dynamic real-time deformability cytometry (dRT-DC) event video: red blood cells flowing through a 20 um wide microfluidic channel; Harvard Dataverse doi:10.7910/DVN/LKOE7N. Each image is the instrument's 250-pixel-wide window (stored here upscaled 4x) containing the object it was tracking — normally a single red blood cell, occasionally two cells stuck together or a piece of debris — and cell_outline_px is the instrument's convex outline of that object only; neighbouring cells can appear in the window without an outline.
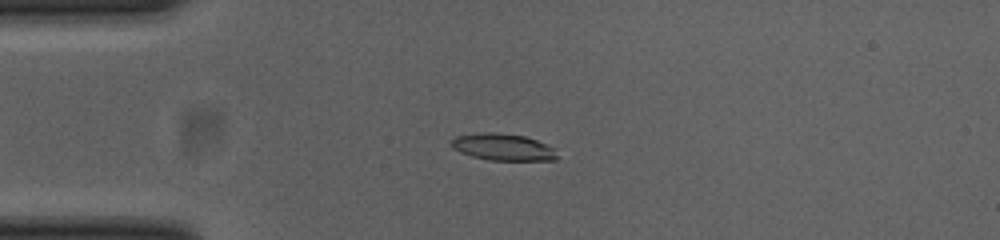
{"species": "common noctule bat (a hibernating species)", "species_latin": "Nyctalus noctula", "temperature_condition": "cold", "stored_images_in_passage": 52, "camera_frame_rate_fps": 3000, "um_per_image_px": 0.085, "animal": {"sex": "female", "body_mass_g": 23.0, "forearm_length_mm": 53.4}, "frame": {"image": 1, "passage_image": 12, "time_ms": 3.667, "image_size_px": [1000, 240], "cell_outline_px": [[556, 160], [488, 160], [472, 156], [460, 152], [452, 148], [452, 140], [456, 136], [484, 132], [496, 132], [524, 136], [536, 140], [552, 148], [556, 156]], "centroid_in_image_um": [42.71, 12.5], "position_along_channel_um": 42.3, "area_um2": 16.24}}
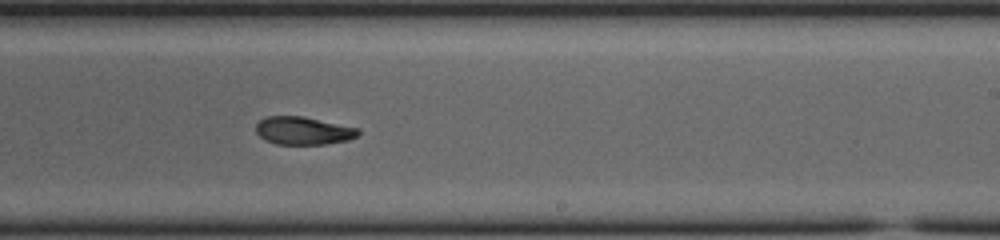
{"frame": {"image": 2, "passage_image": 31, "time_ms": 10.0, "image_size_px": [1000, 240], "cell_outline_px": [[360, 132], [356, 136], [348, 140], [324, 144], [276, 144], [264, 140], [256, 132], [256, 124], [260, 120], [268, 116], [304, 116], [360, 128]], "centroid_in_image_um": [25.78, 11.1], "position_along_channel_um": 263.2, "area_um2": 16.7}}
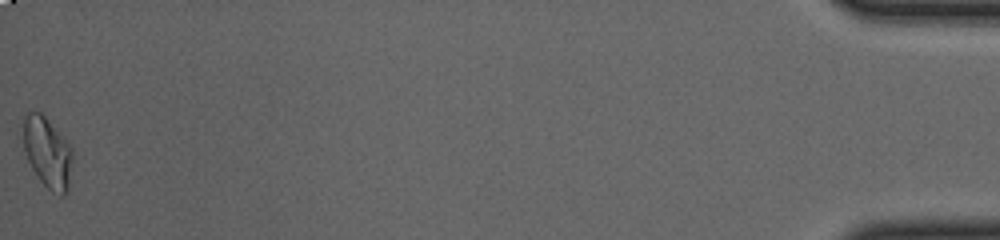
{"frame": {"image": 3, "passage_image": 52, "time_ms": 17.0, "image_size_px": [1000, 240], "cell_outline_px": [[72, 160], [68, 188], [64, 196], [60, 196], [52, 192], [40, 180], [32, 168], [28, 160], [24, 148], [24, 116], [28, 112], [40, 112], [64, 136], [72, 148]], "centroid_in_image_um": [4.06, 12.97], "position_along_channel_um": 431.1, "area_um2": 20.11}, "authors_computed_cell_mechanics": {"area_um2": 17.7446, "velocity_mm_per_s": 3.8504, "shape_relaxation_time_tau1_ms": 2.8791, "shape_relaxation_time_tau2_ms": 2.9197, "deformation_change_tau1": 0.158, "deformation_change_tau2": 0.0863}}